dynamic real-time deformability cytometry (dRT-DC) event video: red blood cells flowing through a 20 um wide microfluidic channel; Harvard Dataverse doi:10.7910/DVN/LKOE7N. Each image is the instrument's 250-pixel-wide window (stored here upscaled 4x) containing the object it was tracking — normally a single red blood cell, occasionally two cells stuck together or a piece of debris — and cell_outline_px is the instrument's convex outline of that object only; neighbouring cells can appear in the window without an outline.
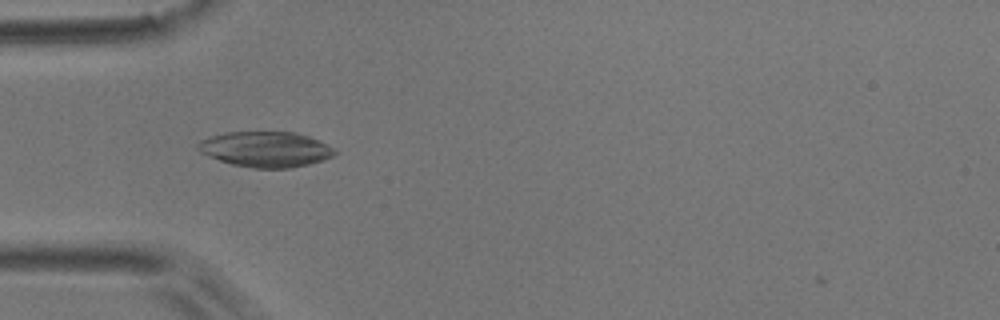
{"species": "common noctule bat (a hibernating species)", "species_latin": "Nyctalus noctula", "temperature_condition": "room temperature", "stored_images_in_passage": 40, "camera_frame_rate_fps": 3000, "um_per_image_px": 0.085, "animal": {"sex": "male", "body_mass_g": 17.9}, "frame": {"image": 1, "passage_image": 2, "time_ms": 0.333, "image_size_px": [1000, 320], "cell_outline_px": [[340, 152], [324, 160], [292, 168], [252, 168], [232, 164], [208, 156], [200, 152], [196, 148], [196, 144], [200, 140], [212, 136], [228, 132], [296, 132], [308, 136], [336, 148]], "centroid_in_image_um": [22.6, 12.69], "position_along_channel_um": 62.4, "area_um2": 28.38}}
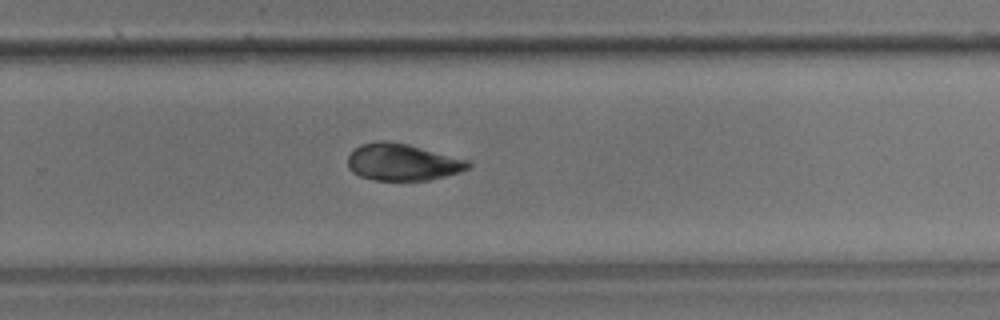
{"frame": {"image": 2, "passage_image": 21, "time_ms": 6.667, "image_size_px": [1000, 320], "cell_outline_px": [[472, 164], [468, 168], [460, 172], [428, 180], [372, 180], [360, 176], [352, 172], [348, 168], [348, 156], [360, 144], [380, 140], [388, 140], [408, 144], [468, 160]], "centroid_in_image_um": [34.19, 13.78], "position_along_channel_um": 295.6, "area_um2": 25.84}}
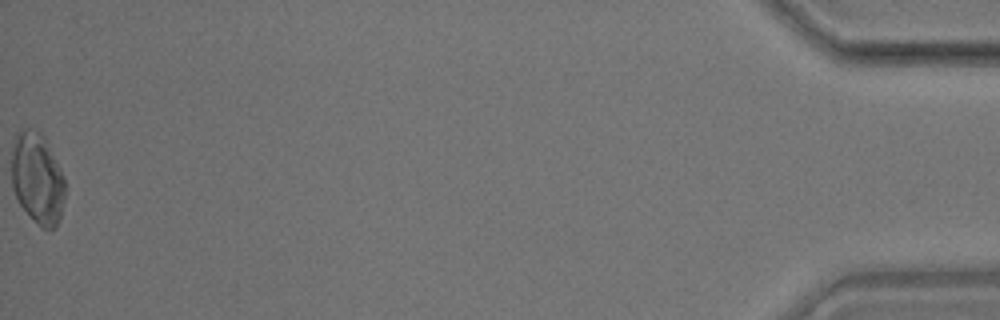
{"frame": {"image": 3, "passage_image": 40, "time_ms": 13.0, "image_size_px": [1000, 320], "cell_outline_px": [[64, 200], [60, 220], [56, 228], [44, 228], [20, 204], [12, 188], [12, 148], [16, 132], [20, 128], [32, 128], [40, 132], [44, 136], [60, 168], [64, 180]], "centroid_in_image_um": [3.17, 15.11], "position_along_channel_um": 432.0, "area_um2": 28.21}, "authors_computed_cell_mechanics": {"area_um2": 26.5013, "velocity_mm_per_s": 3.7038, "shape_relaxation_time_tau1_ms": 5.9099, "shape_relaxation_time_tau2_ms": 3.5282, "deformation_change_tau1": 0.1115, "deformation_change_tau2": 0.0778}}